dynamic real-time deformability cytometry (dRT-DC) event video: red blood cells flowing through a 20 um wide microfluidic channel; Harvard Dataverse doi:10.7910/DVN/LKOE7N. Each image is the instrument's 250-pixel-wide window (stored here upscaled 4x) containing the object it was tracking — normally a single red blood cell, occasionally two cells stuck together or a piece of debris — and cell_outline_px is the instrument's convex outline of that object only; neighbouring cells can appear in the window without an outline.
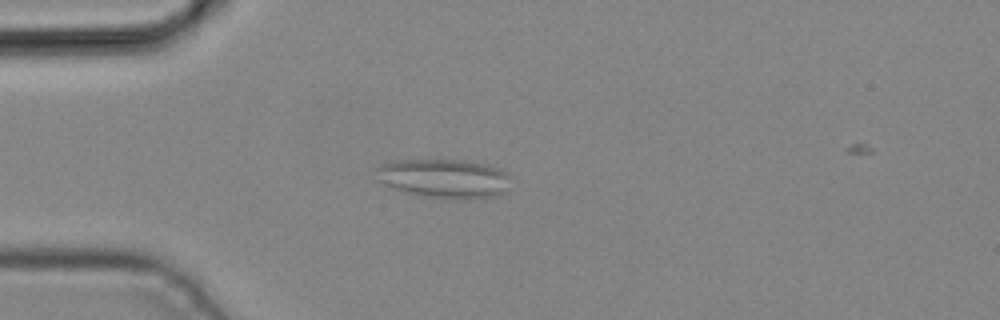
{"species": "common noctule bat (a hibernating species)", "species_latin": "Nyctalus noctula", "temperature_condition": "cold", "stored_images_in_passage": 4, "camera_frame_rate_fps": 3000, "um_per_image_px": 0.085, "animal": {"sex": "male", "body_mass_g": 19.2, "forearm_length_mm": 51.8}, "frame": {"image": 1, "passage_image": 4, "time_ms": 1.0, "image_size_px": [1000, 320], "cell_outline_px": [[512, 176], [508, 192], [496, 196], [452, 200], [440, 200], [404, 192], [392, 188], [384, 184], [380, 180], [376, 168], [380, 164], [396, 160], [464, 160], [484, 164], [500, 168], [508, 172]], "centroid_in_image_um": [37.83, 15.19], "position_along_channel_um": 47.2, "area_um2": 31.33}}